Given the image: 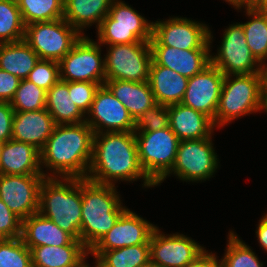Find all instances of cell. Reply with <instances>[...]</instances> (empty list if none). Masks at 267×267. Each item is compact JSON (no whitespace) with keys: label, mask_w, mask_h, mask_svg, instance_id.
Listing matches in <instances>:
<instances>
[{"label":"cell","mask_w":267,"mask_h":267,"mask_svg":"<svg viewBox=\"0 0 267 267\" xmlns=\"http://www.w3.org/2000/svg\"><path fill=\"white\" fill-rule=\"evenodd\" d=\"M116 186L82 178L80 241L90 250L128 209Z\"/></svg>","instance_id":"3957f363"},{"label":"cell","mask_w":267,"mask_h":267,"mask_svg":"<svg viewBox=\"0 0 267 267\" xmlns=\"http://www.w3.org/2000/svg\"><path fill=\"white\" fill-rule=\"evenodd\" d=\"M14 110L10 102H0V142L12 139Z\"/></svg>","instance_id":"60d3db41"},{"label":"cell","mask_w":267,"mask_h":267,"mask_svg":"<svg viewBox=\"0 0 267 267\" xmlns=\"http://www.w3.org/2000/svg\"><path fill=\"white\" fill-rule=\"evenodd\" d=\"M79 267H90V266H89V263L87 264V263L84 261ZM91 267H97V266H96V263L94 262V266H91Z\"/></svg>","instance_id":"816d5d0a"},{"label":"cell","mask_w":267,"mask_h":267,"mask_svg":"<svg viewBox=\"0 0 267 267\" xmlns=\"http://www.w3.org/2000/svg\"><path fill=\"white\" fill-rule=\"evenodd\" d=\"M0 267H33L31 250L21 237L0 239Z\"/></svg>","instance_id":"d590c367"},{"label":"cell","mask_w":267,"mask_h":267,"mask_svg":"<svg viewBox=\"0 0 267 267\" xmlns=\"http://www.w3.org/2000/svg\"><path fill=\"white\" fill-rule=\"evenodd\" d=\"M47 91L33 82L23 79L20 81L13 99L10 102L14 112H31L46 107Z\"/></svg>","instance_id":"e575fe53"},{"label":"cell","mask_w":267,"mask_h":267,"mask_svg":"<svg viewBox=\"0 0 267 267\" xmlns=\"http://www.w3.org/2000/svg\"><path fill=\"white\" fill-rule=\"evenodd\" d=\"M26 25L16 0H0V44L24 39Z\"/></svg>","instance_id":"d6a6232c"},{"label":"cell","mask_w":267,"mask_h":267,"mask_svg":"<svg viewBox=\"0 0 267 267\" xmlns=\"http://www.w3.org/2000/svg\"><path fill=\"white\" fill-rule=\"evenodd\" d=\"M81 34L64 18L26 25L24 41L40 59L59 62L81 38Z\"/></svg>","instance_id":"9c48e42d"},{"label":"cell","mask_w":267,"mask_h":267,"mask_svg":"<svg viewBox=\"0 0 267 267\" xmlns=\"http://www.w3.org/2000/svg\"><path fill=\"white\" fill-rule=\"evenodd\" d=\"M0 174H42L40 150L29 143L14 139L3 143L0 155Z\"/></svg>","instance_id":"7402d4cb"},{"label":"cell","mask_w":267,"mask_h":267,"mask_svg":"<svg viewBox=\"0 0 267 267\" xmlns=\"http://www.w3.org/2000/svg\"><path fill=\"white\" fill-rule=\"evenodd\" d=\"M186 76L157 65L153 60L150 65L148 83L153 92L155 102L169 106L181 103L187 89Z\"/></svg>","instance_id":"cb8c5ba5"},{"label":"cell","mask_w":267,"mask_h":267,"mask_svg":"<svg viewBox=\"0 0 267 267\" xmlns=\"http://www.w3.org/2000/svg\"><path fill=\"white\" fill-rule=\"evenodd\" d=\"M101 84L91 82H68V91L74 104L86 115Z\"/></svg>","instance_id":"f35d334b"},{"label":"cell","mask_w":267,"mask_h":267,"mask_svg":"<svg viewBox=\"0 0 267 267\" xmlns=\"http://www.w3.org/2000/svg\"><path fill=\"white\" fill-rule=\"evenodd\" d=\"M222 38L217 54L210 55L214 66L225 76L261 74L262 64L251 53L240 22L229 25Z\"/></svg>","instance_id":"4fadbf2b"},{"label":"cell","mask_w":267,"mask_h":267,"mask_svg":"<svg viewBox=\"0 0 267 267\" xmlns=\"http://www.w3.org/2000/svg\"><path fill=\"white\" fill-rule=\"evenodd\" d=\"M212 39L207 24L178 16L153 22L150 45H166L183 50L212 49Z\"/></svg>","instance_id":"7c38bea8"},{"label":"cell","mask_w":267,"mask_h":267,"mask_svg":"<svg viewBox=\"0 0 267 267\" xmlns=\"http://www.w3.org/2000/svg\"><path fill=\"white\" fill-rule=\"evenodd\" d=\"M107 46L104 55L106 80L148 81L152 62L150 42Z\"/></svg>","instance_id":"30bf717a"},{"label":"cell","mask_w":267,"mask_h":267,"mask_svg":"<svg viewBox=\"0 0 267 267\" xmlns=\"http://www.w3.org/2000/svg\"><path fill=\"white\" fill-rule=\"evenodd\" d=\"M87 179L116 186L120 181L142 179L146 188L157 186L141 167L135 132H103L94 134L92 160Z\"/></svg>","instance_id":"6da1fadb"},{"label":"cell","mask_w":267,"mask_h":267,"mask_svg":"<svg viewBox=\"0 0 267 267\" xmlns=\"http://www.w3.org/2000/svg\"><path fill=\"white\" fill-rule=\"evenodd\" d=\"M262 88L261 74L224 76L215 120V128L259 111Z\"/></svg>","instance_id":"5b68a950"},{"label":"cell","mask_w":267,"mask_h":267,"mask_svg":"<svg viewBox=\"0 0 267 267\" xmlns=\"http://www.w3.org/2000/svg\"><path fill=\"white\" fill-rule=\"evenodd\" d=\"M227 3L233 5V8L241 10L242 8L250 7V0H225Z\"/></svg>","instance_id":"f6af8a7d"},{"label":"cell","mask_w":267,"mask_h":267,"mask_svg":"<svg viewBox=\"0 0 267 267\" xmlns=\"http://www.w3.org/2000/svg\"><path fill=\"white\" fill-rule=\"evenodd\" d=\"M33 267H79L89 256V250L74 239L65 246H38L31 249Z\"/></svg>","instance_id":"484cf974"},{"label":"cell","mask_w":267,"mask_h":267,"mask_svg":"<svg viewBox=\"0 0 267 267\" xmlns=\"http://www.w3.org/2000/svg\"><path fill=\"white\" fill-rule=\"evenodd\" d=\"M261 110H264L267 113V87L261 88L259 112H261Z\"/></svg>","instance_id":"bcb514c9"},{"label":"cell","mask_w":267,"mask_h":267,"mask_svg":"<svg viewBox=\"0 0 267 267\" xmlns=\"http://www.w3.org/2000/svg\"><path fill=\"white\" fill-rule=\"evenodd\" d=\"M101 51V45L98 42L82 35L59 61L60 80L104 85L105 61L104 57H101Z\"/></svg>","instance_id":"8fae6325"},{"label":"cell","mask_w":267,"mask_h":267,"mask_svg":"<svg viewBox=\"0 0 267 267\" xmlns=\"http://www.w3.org/2000/svg\"><path fill=\"white\" fill-rule=\"evenodd\" d=\"M27 80L48 91L60 80L59 62L40 59L29 73Z\"/></svg>","instance_id":"74e56055"},{"label":"cell","mask_w":267,"mask_h":267,"mask_svg":"<svg viewBox=\"0 0 267 267\" xmlns=\"http://www.w3.org/2000/svg\"><path fill=\"white\" fill-rule=\"evenodd\" d=\"M21 239L30 250L43 245L65 246L74 240L69 233L39 212L22 220Z\"/></svg>","instance_id":"603a6c76"},{"label":"cell","mask_w":267,"mask_h":267,"mask_svg":"<svg viewBox=\"0 0 267 267\" xmlns=\"http://www.w3.org/2000/svg\"><path fill=\"white\" fill-rule=\"evenodd\" d=\"M137 152L146 175L157 184L173 167L180 140L170 127L135 132Z\"/></svg>","instance_id":"52a82bcc"},{"label":"cell","mask_w":267,"mask_h":267,"mask_svg":"<svg viewBox=\"0 0 267 267\" xmlns=\"http://www.w3.org/2000/svg\"><path fill=\"white\" fill-rule=\"evenodd\" d=\"M21 233L22 219L0 199V239L19 238Z\"/></svg>","instance_id":"ab89813d"},{"label":"cell","mask_w":267,"mask_h":267,"mask_svg":"<svg viewBox=\"0 0 267 267\" xmlns=\"http://www.w3.org/2000/svg\"><path fill=\"white\" fill-rule=\"evenodd\" d=\"M153 22L121 0H113L108 15L97 28V41L102 45L150 42Z\"/></svg>","instance_id":"8992f818"},{"label":"cell","mask_w":267,"mask_h":267,"mask_svg":"<svg viewBox=\"0 0 267 267\" xmlns=\"http://www.w3.org/2000/svg\"><path fill=\"white\" fill-rule=\"evenodd\" d=\"M167 107L169 127L180 141L212 137L215 125L210 117L181 103Z\"/></svg>","instance_id":"44dd1931"},{"label":"cell","mask_w":267,"mask_h":267,"mask_svg":"<svg viewBox=\"0 0 267 267\" xmlns=\"http://www.w3.org/2000/svg\"><path fill=\"white\" fill-rule=\"evenodd\" d=\"M228 244L220 267H263L256 253L234 231L228 233Z\"/></svg>","instance_id":"836d02e7"},{"label":"cell","mask_w":267,"mask_h":267,"mask_svg":"<svg viewBox=\"0 0 267 267\" xmlns=\"http://www.w3.org/2000/svg\"><path fill=\"white\" fill-rule=\"evenodd\" d=\"M86 115L85 122L94 134L135 131V120L105 85L97 90Z\"/></svg>","instance_id":"5bb4252c"},{"label":"cell","mask_w":267,"mask_h":267,"mask_svg":"<svg viewBox=\"0 0 267 267\" xmlns=\"http://www.w3.org/2000/svg\"><path fill=\"white\" fill-rule=\"evenodd\" d=\"M160 230L156 227L149 241L150 262L154 264L162 267H185L205 250L187 235H169Z\"/></svg>","instance_id":"2e32d148"},{"label":"cell","mask_w":267,"mask_h":267,"mask_svg":"<svg viewBox=\"0 0 267 267\" xmlns=\"http://www.w3.org/2000/svg\"><path fill=\"white\" fill-rule=\"evenodd\" d=\"M2 147H3V143L0 142V155H1V150H2Z\"/></svg>","instance_id":"f5cc1de1"},{"label":"cell","mask_w":267,"mask_h":267,"mask_svg":"<svg viewBox=\"0 0 267 267\" xmlns=\"http://www.w3.org/2000/svg\"><path fill=\"white\" fill-rule=\"evenodd\" d=\"M104 85L125 106L135 121L156 104L148 81L105 80Z\"/></svg>","instance_id":"d4e9b609"},{"label":"cell","mask_w":267,"mask_h":267,"mask_svg":"<svg viewBox=\"0 0 267 267\" xmlns=\"http://www.w3.org/2000/svg\"><path fill=\"white\" fill-rule=\"evenodd\" d=\"M149 262V244L104 251L95 261L97 267H141Z\"/></svg>","instance_id":"4dcf8cb0"},{"label":"cell","mask_w":267,"mask_h":267,"mask_svg":"<svg viewBox=\"0 0 267 267\" xmlns=\"http://www.w3.org/2000/svg\"><path fill=\"white\" fill-rule=\"evenodd\" d=\"M93 140L94 131L86 122L55 125L40 151L42 174L45 177L87 178ZM43 168H47L52 174L45 173Z\"/></svg>","instance_id":"7a4b0ae2"},{"label":"cell","mask_w":267,"mask_h":267,"mask_svg":"<svg viewBox=\"0 0 267 267\" xmlns=\"http://www.w3.org/2000/svg\"><path fill=\"white\" fill-rule=\"evenodd\" d=\"M212 138L180 141L172 169L156 184L166 180L170 174L186 182L209 180L218 169L219 159Z\"/></svg>","instance_id":"ba28073f"},{"label":"cell","mask_w":267,"mask_h":267,"mask_svg":"<svg viewBox=\"0 0 267 267\" xmlns=\"http://www.w3.org/2000/svg\"><path fill=\"white\" fill-rule=\"evenodd\" d=\"M56 125L85 122L86 115L74 104L68 91V82L59 80L48 91L46 107Z\"/></svg>","instance_id":"83f0119b"},{"label":"cell","mask_w":267,"mask_h":267,"mask_svg":"<svg viewBox=\"0 0 267 267\" xmlns=\"http://www.w3.org/2000/svg\"><path fill=\"white\" fill-rule=\"evenodd\" d=\"M169 127L168 107L156 103L135 121L134 132H151Z\"/></svg>","instance_id":"8d00e7d4"},{"label":"cell","mask_w":267,"mask_h":267,"mask_svg":"<svg viewBox=\"0 0 267 267\" xmlns=\"http://www.w3.org/2000/svg\"><path fill=\"white\" fill-rule=\"evenodd\" d=\"M45 176L0 174V199L22 220L37 213L39 191Z\"/></svg>","instance_id":"e0dca14e"},{"label":"cell","mask_w":267,"mask_h":267,"mask_svg":"<svg viewBox=\"0 0 267 267\" xmlns=\"http://www.w3.org/2000/svg\"><path fill=\"white\" fill-rule=\"evenodd\" d=\"M141 267H162L160 265L154 264L152 262L147 263L146 265H143Z\"/></svg>","instance_id":"f907efd6"},{"label":"cell","mask_w":267,"mask_h":267,"mask_svg":"<svg viewBox=\"0 0 267 267\" xmlns=\"http://www.w3.org/2000/svg\"><path fill=\"white\" fill-rule=\"evenodd\" d=\"M25 25L64 17V0H16Z\"/></svg>","instance_id":"1f68e13d"},{"label":"cell","mask_w":267,"mask_h":267,"mask_svg":"<svg viewBox=\"0 0 267 267\" xmlns=\"http://www.w3.org/2000/svg\"><path fill=\"white\" fill-rule=\"evenodd\" d=\"M39 60V56L24 40L0 44V69L20 80L27 79Z\"/></svg>","instance_id":"f1b7e54d"},{"label":"cell","mask_w":267,"mask_h":267,"mask_svg":"<svg viewBox=\"0 0 267 267\" xmlns=\"http://www.w3.org/2000/svg\"><path fill=\"white\" fill-rule=\"evenodd\" d=\"M255 231L256 237L262 249L267 252V213L259 220L258 227Z\"/></svg>","instance_id":"ee69618b"},{"label":"cell","mask_w":267,"mask_h":267,"mask_svg":"<svg viewBox=\"0 0 267 267\" xmlns=\"http://www.w3.org/2000/svg\"><path fill=\"white\" fill-rule=\"evenodd\" d=\"M258 7L267 10V0H264Z\"/></svg>","instance_id":"681fc988"},{"label":"cell","mask_w":267,"mask_h":267,"mask_svg":"<svg viewBox=\"0 0 267 267\" xmlns=\"http://www.w3.org/2000/svg\"><path fill=\"white\" fill-rule=\"evenodd\" d=\"M47 109L14 112L12 139L29 143L42 150L55 127Z\"/></svg>","instance_id":"ffe728a7"},{"label":"cell","mask_w":267,"mask_h":267,"mask_svg":"<svg viewBox=\"0 0 267 267\" xmlns=\"http://www.w3.org/2000/svg\"><path fill=\"white\" fill-rule=\"evenodd\" d=\"M185 267H220L217 255L206 249Z\"/></svg>","instance_id":"7bdbcfd3"},{"label":"cell","mask_w":267,"mask_h":267,"mask_svg":"<svg viewBox=\"0 0 267 267\" xmlns=\"http://www.w3.org/2000/svg\"><path fill=\"white\" fill-rule=\"evenodd\" d=\"M152 60L187 78L201 72L211 63L210 49H189L169 47L166 45H150Z\"/></svg>","instance_id":"d6986e66"},{"label":"cell","mask_w":267,"mask_h":267,"mask_svg":"<svg viewBox=\"0 0 267 267\" xmlns=\"http://www.w3.org/2000/svg\"><path fill=\"white\" fill-rule=\"evenodd\" d=\"M249 21L241 23L251 53L261 63L267 61V10L258 6L245 8Z\"/></svg>","instance_id":"f546056e"},{"label":"cell","mask_w":267,"mask_h":267,"mask_svg":"<svg viewBox=\"0 0 267 267\" xmlns=\"http://www.w3.org/2000/svg\"><path fill=\"white\" fill-rule=\"evenodd\" d=\"M113 0H64V19L81 35L85 28L96 24L108 15Z\"/></svg>","instance_id":"4316f807"},{"label":"cell","mask_w":267,"mask_h":267,"mask_svg":"<svg viewBox=\"0 0 267 267\" xmlns=\"http://www.w3.org/2000/svg\"><path fill=\"white\" fill-rule=\"evenodd\" d=\"M224 74L212 63L188 79L181 104L200 111L215 120Z\"/></svg>","instance_id":"ac0fdd59"},{"label":"cell","mask_w":267,"mask_h":267,"mask_svg":"<svg viewBox=\"0 0 267 267\" xmlns=\"http://www.w3.org/2000/svg\"><path fill=\"white\" fill-rule=\"evenodd\" d=\"M157 226L127 209L115 225L89 250L95 260L104 252L132 245L149 244Z\"/></svg>","instance_id":"9a60e30c"},{"label":"cell","mask_w":267,"mask_h":267,"mask_svg":"<svg viewBox=\"0 0 267 267\" xmlns=\"http://www.w3.org/2000/svg\"><path fill=\"white\" fill-rule=\"evenodd\" d=\"M81 209L82 178L45 177L38 212L76 240H80Z\"/></svg>","instance_id":"277c9868"},{"label":"cell","mask_w":267,"mask_h":267,"mask_svg":"<svg viewBox=\"0 0 267 267\" xmlns=\"http://www.w3.org/2000/svg\"><path fill=\"white\" fill-rule=\"evenodd\" d=\"M20 81L17 76L0 69V102H11Z\"/></svg>","instance_id":"b9f144b4"},{"label":"cell","mask_w":267,"mask_h":267,"mask_svg":"<svg viewBox=\"0 0 267 267\" xmlns=\"http://www.w3.org/2000/svg\"><path fill=\"white\" fill-rule=\"evenodd\" d=\"M264 0H250V7L259 6Z\"/></svg>","instance_id":"c3c4849f"},{"label":"cell","mask_w":267,"mask_h":267,"mask_svg":"<svg viewBox=\"0 0 267 267\" xmlns=\"http://www.w3.org/2000/svg\"><path fill=\"white\" fill-rule=\"evenodd\" d=\"M262 87H267V64L263 63L261 66Z\"/></svg>","instance_id":"7dc6e473"}]
</instances>
